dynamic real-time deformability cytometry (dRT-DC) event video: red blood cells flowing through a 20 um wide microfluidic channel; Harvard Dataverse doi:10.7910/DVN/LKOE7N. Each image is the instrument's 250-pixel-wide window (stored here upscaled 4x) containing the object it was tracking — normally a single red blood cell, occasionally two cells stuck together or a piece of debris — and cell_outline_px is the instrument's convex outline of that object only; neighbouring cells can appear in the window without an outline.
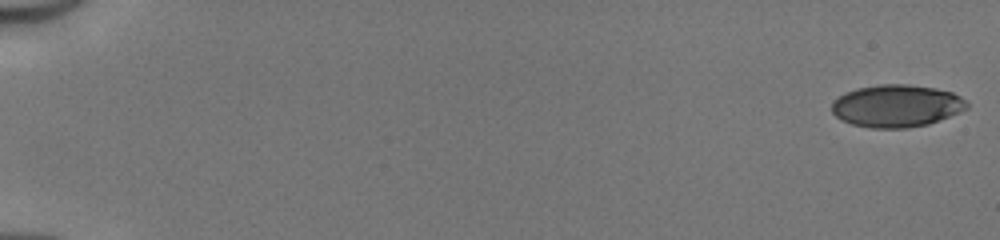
{"species": "human", "species_latin": "Homo sapiens", "temperature_condition": "cold", "stored_images_in_passage": 51, "camera_frame_rate_fps": 3000, "um_per_image_px": 0.085, "donor": {"sex": "male"}, "frame": {"image": 1, "passage_image": 1, "time_ms": 0.0, "image_size_px": [1000, 240], "cell_outline_px": [[968, 108], [960, 112], [928, 124], [908, 128], [872, 128], [852, 124], [840, 120], [832, 112], [832, 100], [844, 92], [856, 88], [880, 84], [908, 84], [936, 88], [952, 92], [960, 96], [968, 104]], "centroid_in_image_um": [76.18, 8.99], "position_along_channel_um": 8.8, "area_um2": 33.58}}
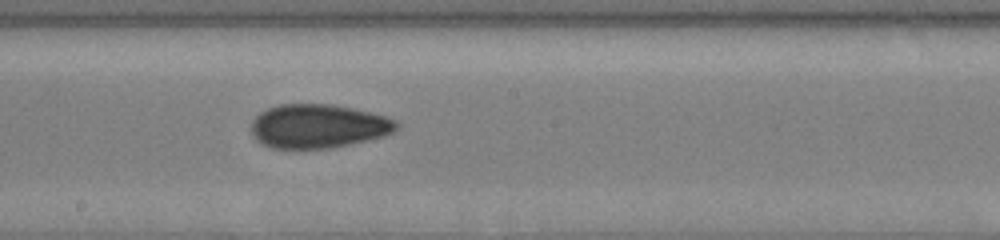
{"frame": {"image": 2, "passage_image": 30, "time_ms": 9.667, "image_size_px": [1000, 240], "cell_outline_px": [[400, 124], [392, 132], [384, 136], [332, 148], [272, 148], [260, 144], [252, 136], [252, 120], [260, 112], [268, 108], [280, 104], [332, 104], [352, 108], [384, 116], [396, 120]], "centroid_in_image_um": [27.01, 10.72], "position_along_channel_um": 221.2, "area_um2": 37.11}}
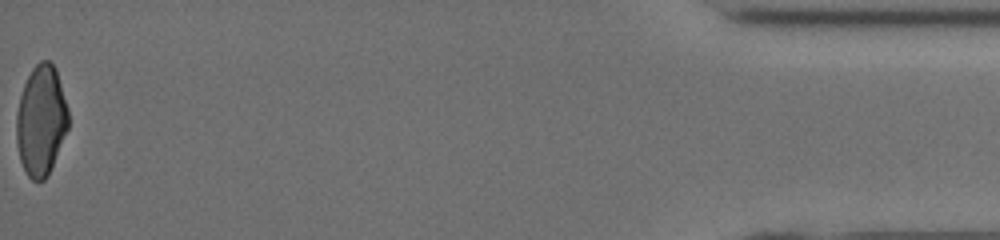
{"frame": {"image": 3, "passage_image": 51, "time_ms": 16.667, "image_size_px": [1000, 240], "cell_outline_px": [[68, 128], [48, 176], [44, 180], [32, 180], [28, 176], [20, 160], [16, 144], [16, 112], [20, 96], [24, 84], [32, 68], [40, 60], [48, 60], [56, 68], [68, 108]], "centroid_in_image_um": [3.48, 10.24], "position_along_channel_um": 431.7, "area_um2": 33.47}, "authors_computed_cell_mechanics": {"area_um2": 35.3736, "velocity_mm_per_s": 4.1896, "shape_relaxation_time_tau1_ms": 10.245, "shape_relaxation_time_tau2_ms": 2.0534, "deformation_change_tau1": 0.2394, "deformation_change_tau2": 0.0802}}